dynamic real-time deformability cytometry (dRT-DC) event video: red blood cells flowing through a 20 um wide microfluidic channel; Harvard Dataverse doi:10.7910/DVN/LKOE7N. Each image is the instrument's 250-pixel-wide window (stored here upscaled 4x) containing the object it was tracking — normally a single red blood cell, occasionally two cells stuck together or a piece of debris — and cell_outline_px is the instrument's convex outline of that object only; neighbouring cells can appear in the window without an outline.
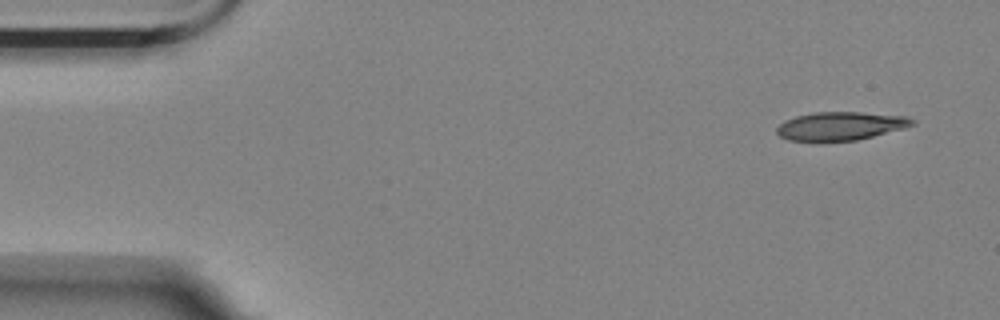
{"species": "Egyptian fruit bat (a non-hibernating species)", "species_latin": "Rousettus aegyptiacus", "temperature_condition": "room temperature", "stored_images_in_passage": 6, "camera_frame_rate_fps": 3000, "um_per_image_px": 0.085, "animal": {"sex": "female"}, "frame": {"image": 1, "passage_image": 1, "time_ms": 0.0, "image_size_px": [1000, 320], "cell_outline_px": [[916, 124], [904, 128], [856, 140], [820, 144], [788, 140], [780, 136], [776, 132], [776, 128], [784, 120], [796, 116], [812, 112], [860, 112], [908, 116], [916, 120]], "centroid_in_image_um": [71.4, 10.74], "position_along_channel_um": 13.6, "area_um2": 23.24}}
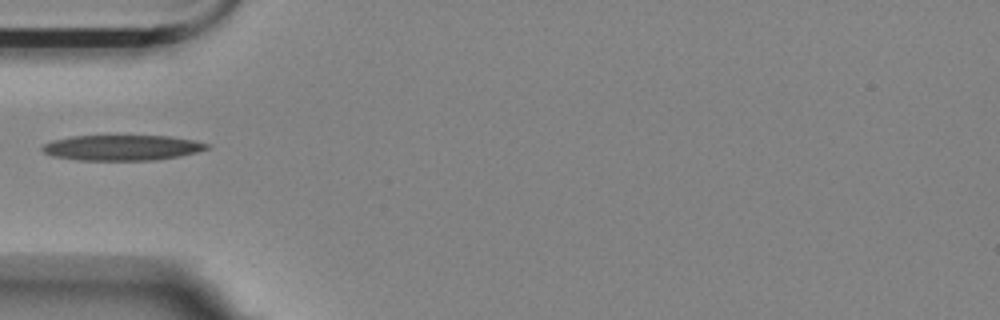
{"frame": {"image": 2, "passage_image": 5, "time_ms": 1.333, "image_size_px": [1000, 320], "cell_outline_px": [[212, 148], [180, 156], [156, 160], [76, 160], [52, 156], [44, 152], [40, 148], [44, 144], [52, 140], [72, 136], [168, 136], [192, 140], [208, 144]], "centroid_in_image_um": [10.36, 12.56], "position_along_channel_um": 74.6, "area_um2": 24.39}}
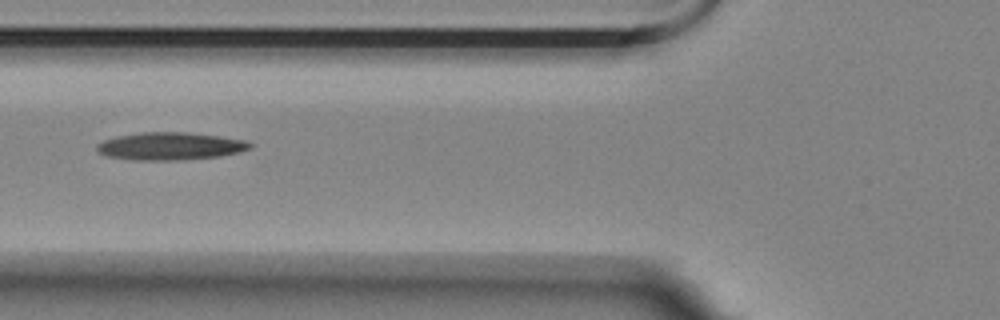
{"frame": {"image": 3, "passage_image": 6, "time_ms": 1.667, "image_size_px": [1000, 320], "cell_outline_px": [[252, 148], [240, 152], [220, 156], [184, 160], [132, 160], [104, 156], [96, 152], [96, 144], [104, 140], [116, 136], [140, 132], [188, 132], [220, 136], [248, 140], [252, 144]], "centroid_in_image_um": [14.46, 12.42], "position_along_channel_um": 111.3, "area_um2": 25.14}}